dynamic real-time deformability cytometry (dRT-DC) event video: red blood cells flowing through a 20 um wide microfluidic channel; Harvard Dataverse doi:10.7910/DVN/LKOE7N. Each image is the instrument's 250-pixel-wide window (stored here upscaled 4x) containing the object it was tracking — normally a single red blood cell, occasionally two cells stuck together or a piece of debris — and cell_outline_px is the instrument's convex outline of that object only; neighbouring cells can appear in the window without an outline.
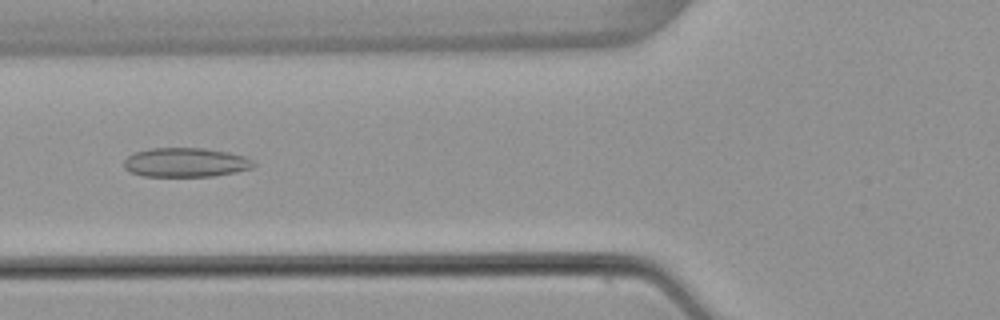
{"species": "common noctule bat (a hibernating species)", "species_latin": "Nyctalus noctula", "temperature_condition": "warm", "stored_images_in_passage": 7, "camera_frame_rate_fps": 3000, "um_per_image_px": 0.085, "animal": {"sex": "female", "body_mass_g": 22.7, "forearm_length_mm": 54.2}, "frame": {"image": 1, "passage_image": 5, "time_ms": 5.0, "image_size_px": [1000, 320], "cell_outline_px": [[256, 164], [252, 168], [236, 172], [212, 176], [144, 176], [132, 172], [124, 168], [124, 160], [128, 156], [136, 152], [148, 148], [204, 148], [228, 152], [244, 156], [252, 160]], "centroid_in_image_um": [15.79, 13.8], "position_along_channel_um": 110.0, "area_um2": 22.02}}
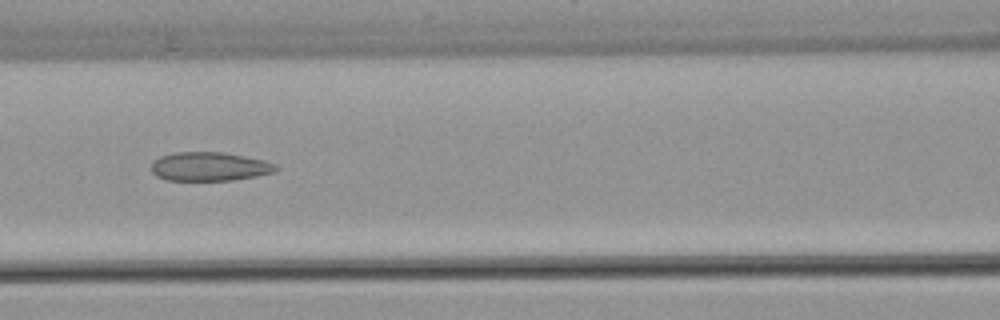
{"frame": {"image": 2, "passage_image": 6, "time_ms": 6.0, "image_size_px": [1000, 320], "cell_outline_px": [[280, 168], [276, 172], [256, 176], [232, 180], [168, 180], [156, 176], [152, 172], [152, 160], [160, 156], [176, 152], [224, 152], [264, 160], [276, 164]], "centroid_in_image_um": [17.82, 14.15], "position_along_channel_um": 148.8, "area_um2": 21.04}}
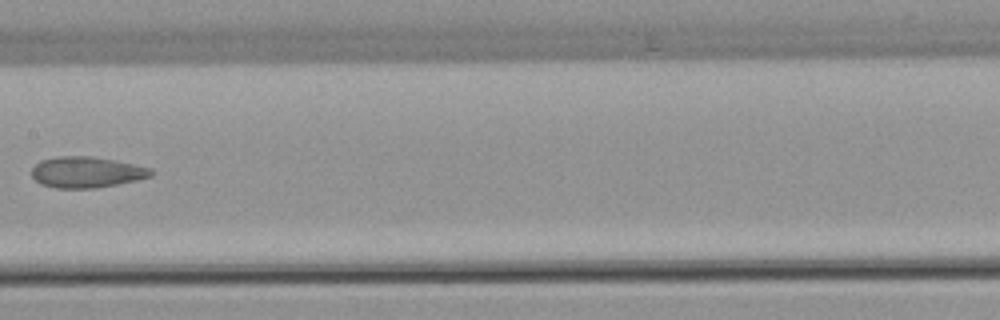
{"frame": {"image": 3, "passage_image": 7, "time_ms": 7.333, "image_size_px": [1000, 320], "cell_outline_px": [[152, 176], [136, 180], [96, 188], [56, 188], [40, 184], [32, 176], [32, 168], [40, 160], [56, 156], [92, 156], [152, 168]], "centroid_in_image_um": [7.32, 14.63], "position_along_channel_um": 200.1, "area_um2": 21.44}}